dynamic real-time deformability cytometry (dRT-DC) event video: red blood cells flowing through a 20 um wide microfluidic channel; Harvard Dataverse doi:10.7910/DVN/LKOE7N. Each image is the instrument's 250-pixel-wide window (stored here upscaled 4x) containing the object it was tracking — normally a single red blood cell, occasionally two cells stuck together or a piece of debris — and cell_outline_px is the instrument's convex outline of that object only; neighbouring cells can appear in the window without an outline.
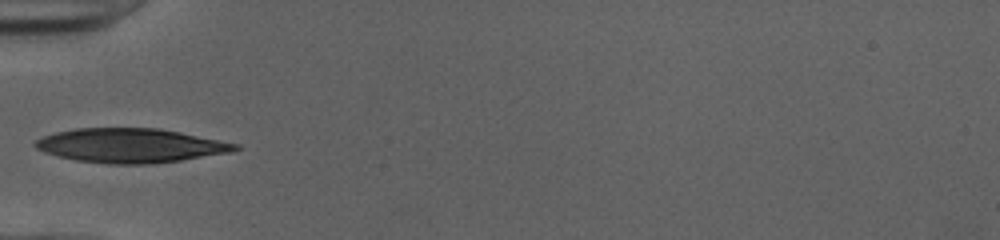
{"species": "human", "species_latin": "Homo sapiens", "temperature_condition": "cold", "stored_images_in_passage": 34, "camera_frame_rate_fps": 3000, "um_per_image_px": 0.085, "donor": {"sex": "female"}, "frame": {"image": 1, "passage_image": 1, "time_ms": 0.0, "image_size_px": [1000, 240], "cell_outline_px": [[240, 148], [232, 152], [180, 160], [152, 164], [108, 164], [76, 160], [56, 156], [44, 152], [36, 148], [32, 144], [36, 140], [44, 136], [56, 132], [76, 128], [160, 128], [240, 144]], "centroid_in_image_um": [11.09, 12.37], "position_along_channel_um": 73.9, "area_um2": 39.94}}
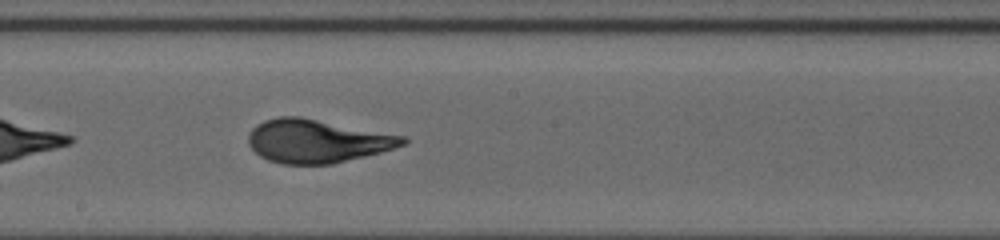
{"frame": {"image": 2, "passage_image": 12, "time_ms": 3.667, "image_size_px": [1000, 240], "cell_outline_px": [[408, 140], [404, 144], [380, 152], [332, 164], [280, 164], [268, 160], [260, 156], [248, 144], [248, 136], [252, 128], [256, 124], [264, 120], [280, 116], [300, 116], [408, 136]], "centroid_in_image_um": [26.95, 11.98], "position_along_channel_um": 221.3, "area_um2": 39.13}}
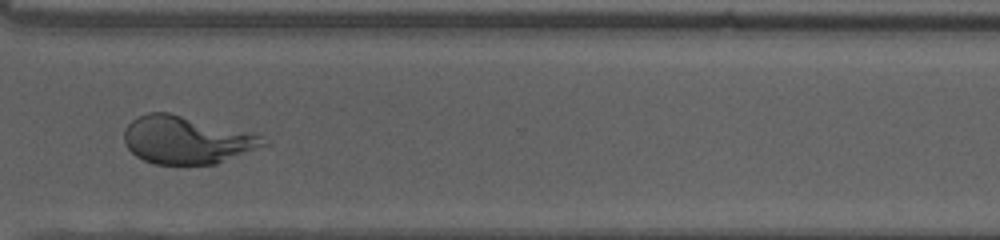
{"frame": {"image": 3, "passage_image": 22, "time_ms": 7.0, "image_size_px": [1000, 240], "cell_outline_px": [[268, 144], [216, 164], [156, 164], [144, 160], [136, 156], [124, 144], [124, 128], [132, 120], [148, 112], [168, 112], [256, 132], [264, 136], [268, 140]], "centroid_in_image_um": [15.9, 11.88], "position_along_channel_um": 354.7, "area_um2": 39.07}, "authors_computed_cell_mechanics": {"area_um2": 38.8416, "velocity_mm_per_s": 4.0102, "shape_relaxation_time_tau1_ms": 5.2759, "shape_relaxation_time_tau2_ms": null, "deformation_change_tau1": 0.2243, "deformation_change_tau2": null}}